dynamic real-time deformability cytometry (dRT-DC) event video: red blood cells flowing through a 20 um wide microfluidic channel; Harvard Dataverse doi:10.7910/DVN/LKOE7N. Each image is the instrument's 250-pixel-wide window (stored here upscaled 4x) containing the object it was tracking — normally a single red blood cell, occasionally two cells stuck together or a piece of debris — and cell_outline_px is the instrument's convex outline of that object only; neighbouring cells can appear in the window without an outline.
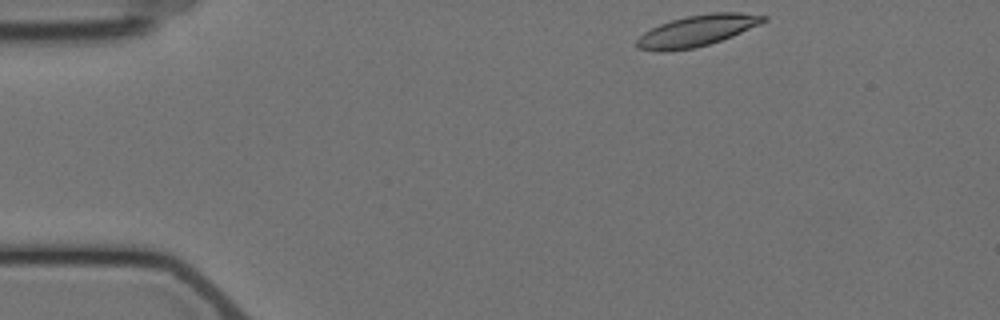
{"species": "Egyptian fruit bat (a non-hibernating species)", "species_latin": "Rousettus aegyptiacus", "temperature_condition": "cold", "stored_images_in_passage": 3, "camera_frame_rate_fps": 3000, "um_per_image_px": 0.085, "animal": {"sex": "female"}, "frame": {"image": 1, "passage_image": 1, "time_ms": 0.0, "image_size_px": [1000, 320], "cell_outline_px": [[768, 20], [760, 24], [732, 36], [708, 44], [692, 48], [664, 52], [660, 52], [640, 48], [636, 44], [636, 40], [644, 32], [660, 24], [672, 20], [688, 16], [712, 12], [740, 12], [768, 16]], "centroid_in_image_um": [59.27, 2.6], "position_along_channel_um": 25.7, "area_um2": 22.77}}